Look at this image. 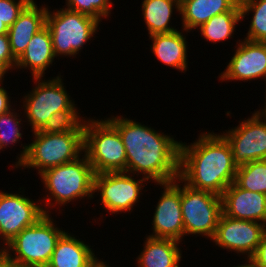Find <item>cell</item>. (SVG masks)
I'll return each instance as SVG.
<instances>
[{
	"instance_id": "1",
	"label": "cell",
	"mask_w": 266,
	"mask_h": 267,
	"mask_svg": "<svg viewBox=\"0 0 266 267\" xmlns=\"http://www.w3.org/2000/svg\"><path fill=\"white\" fill-rule=\"evenodd\" d=\"M111 118L107 120L125 146L128 173L144 174L142 177L157 185L179 177L180 141L123 116Z\"/></svg>"
},
{
	"instance_id": "2",
	"label": "cell",
	"mask_w": 266,
	"mask_h": 267,
	"mask_svg": "<svg viewBox=\"0 0 266 267\" xmlns=\"http://www.w3.org/2000/svg\"><path fill=\"white\" fill-rule=\"evenodd\" d=\"M190 145L180 143V183L219 196L235 181L237 165L230 143L214 133H201Z\"/></svg>"
},
{
	"instance_id": "3",
	"label": "cell",
	"mask_w": 266,
	"mask_h": 267,
	"mask_svg": "<svg viewBox=\"0 0 266 267\" xmlns=\"http://www.w3.org/2000/svg\"><path fill=\"white\" fill-rule=\"evenodd\" d=\"M65 231L57 228L49 214L24 228L6 244L4 267H46L56 243ZM15 252L13 256L10 251Z\"/></svg>"
},
{
	"instance_id": "4",
	"label": "cell",
	"mask_w": 266,
	"mask_h": 267,
	"mask_svg": "<svg viewBox=\"0 0 266 267\" xmlns=\"http://www.w3.org/2000/svg\"><path fill=\"white\" fill-rule=\"evenodd\" d=\"M34 141L23 146L15 164L18 168H36L42 173L51 167L72 162L84 152V132H33Z\"/></svg>"
},
{
	"instance_id": "5",
	"label": "cell",
	"mask_w": 266,
	"mask_h": 267,
	"mask_svg": "<svg viewBox=\"0 0 266 267\" xmlns=\"http://www.w3.org/2000/svg\"><path fill=\"white\" fill-rule=\"evenodd\" d=\"M84 122V154L95 174L127 172L126 150L118 130L108 120Z\"/></svg>"
},
{
	"instance_id": "6",
	"label": "cell",
	"mask_w": 266,
	"mask_h": 267,
	"mask_svg": "<svg viewBox=\"0 0 266 267\" xmlns=\"http://www.w3.org/2000/svg\"><path fill=\"white\" fill-rule=\"evenodd\" d=\"M83 156L72 162L46 169L39 174L45 189L50 192L45 200L50 207L56 203L64 206L67 202L86 196L93 197L95 172L86 155ZM52 198L56 203L51 204Z\"/></svg>"
},
{
	"instance_id": "7",
	"label": "cell",
	"mask_w": 266,
	"mask_h": 267,
	"mask_svg": "<svg viewBox=\"0 0 266 267\" xmlns=\"http://www.w3.org/2000/svg\"><path fill=\"white\" fill-rule=\"evenodd\" d=\"M98 24L95 18L66 7L56 12L48 9L45 25L51 34L55 56L78 54L81 47L94 37Z\"/></svg>"
},
{
	"instance_id": "8",
	"label": "cell",
	"mask_w": 266,
	"mask_h": 267,
	"mask_svg": "<svg viewBox=\"0 0 266 267\" xmlns=\"http://www.w3.org/2000/svg\"><path fill=\"white\" fill-rule=\"evenodd\" d=\"M184 235L199 234L214 238L222 211L221 196L189 187H181Z\"/></svg>"
},
{
	"instance_id": "9",
	"label": "cell",
	"mask_w": 266,
	"mask_h": 267,
	"mask_svg": "<svg viewBox=\"0 0 266 267\" xmlns=\"http://www.w3.org/2000/svg\"><path fill=\"white\" fill-rule=\"evenodd\" d=\"M41 79L33 78L38 85L36 83V87L23 100L24 113L32 126V132L39 131L54 113L77 109L63 86L61 76L47 81Z\"/></svg>"
},
{
	"instance_id": "10",
	"label": "cell",
	"mask_w": 266,
	"mask_h": 267,
	"mask_svg": "<svg viewBox=\"0 0 266 267\" xmlns=\"http://www.w3.org/2000/svg\"><path fill=\"white\" fill-rule=\"evenodd\" d=\"M147 180L144 177L135 180L125 171L98 173L94 178V193L100 192L102 204L109 212H130L139 201L141 188L145 186L142 182Z\"/></svg>"
},
{
	"instance_id": "11",
	"label": "cell",
	"mask_w": 266,
	"mask_h": 267,
	"mask_svg": "<svg viewBox=\"0 0 266 267\" xmlns=\"http://www.w3.org/2000/svg\"><path fill=\"white\" fill-rule=\"evenodd\" d=\"M223 136L231 145L237 166L266 159V115L261 112L255 111L251 118L223 132Z\"/></svg>"
},
{
	"instance_id": "12",
	"label": "cell",
	"mask_w": 266,
	"mask_h": 267,
	"mask_svg": "<svg viewBox=\"0 0 266 267\" xmlns=\"http://www.w3.org/2000/svg\"><path fill=\"white\" fill-rule=\"evenodd\" d=\"M35 203L23 195L0 192V238L5 245L24 228L49 214V210Z\"/></svg>"
},
{
	"instance_id": "13",
	"label": "cell",
	"mask_w": 266,
	"mask_h": 267,
	"mask_svg": "<svg viewBox=\"0 0 266 267\" xmlns=\"http://www.w3.org/2000/svg\"><path fill=\"white\" fill-rule=\"evenodd\" d=\"M266 225L250 220L227 217L223 213L220 216L217 230L212 239L216 245L223 249H229L247 255L250 259L262 238Z\"/></svg>"
},
{
	"instance_id": "14",
	"label": "cell",
	"mask_w": 266,
	"mask_h": 267,
	"mask_svg": "<svg viewBox=\"0 0 266 267\" xmlns=\"http://www.w3.org/2000/svg\"><path fill=\"white\" fill-rule=\"evenodd\" d=\"M177 180V181H176ZM180 178L174 181L159 183L164 192L157 203L153 216L154 238H170L181 242L184 236V225L181 208Z\"/></svg>"
},
{
	"instance_id": "15",
	"label": "cell",
	"mask_w": 266,
	"mask_h": 267,
	"mask_svg": "<svg viewBox=\"0 0 266 267\" xmlns=\"http://www.w3.org/2000/svg\"><path fill=\"white\" fill-rule=\"evenodd\" d=\"M220 75L222 81H248L260 77L266 81V42L239 41L234 56Z\"/></svg>"
},
{
	"instance_id": "16",
	"label": "cell",
	"mask_w": 266,
	"mask_h": 267,
	"mask_svg": "<svg viewBox=\"0 0 266 267\" xmlns=\"http://www.w3.org/2000/svg\"><path fill=\"white\" fill-rule=\"evenodd\" d=\"M222 211L227 217L266 225V195L240 188L233 182L222 194Z\"/></svg>"
},
{
	"instance_id": "17",
	"label": "cell",
	"mask_w": 266,
	"mask_h": 267,
	"mask_svg": "<svg viewBox=\"0 0 266 267\" xmlns=\"http://www.w3.org/2000/svg\"><path fill=\"white\" fill-rule=\"evenodd\" d=\"M47 11L46 7L38 8L33 0L9 27V43L16 59L23 54L34 34L45 26Z\"/></svg>"
},
{
	"instance_id": "18",
	"label": "cell",
	"mask_w": 266,
	"mask_h": 267,
	"mask_svg": "<svg viewBox=\"0 0 266 267\" xmlns=\"http://www.w3.org/2000/svg\"><path fill=\"white\" fill-rule=\"evenodd\" d=\"M54 58L51 34L45 25L34 34L23 54L16 60V68L30 67L33 78H42Z\"/></svg>"
},
{
	"instance_id": "19",
	"label": "cell",
	"mask_w": 266,
	"mask_h": 267,
	"mask_svg": "<svg viewBox=\"0 0 266 267\" xmlns=\"http://www.w3.org/2000/svg\"><path fill=\"white\" fill-rule=\"evenodd\" d=\"M240 0H180L183 30H195L211 17L229 10H241Z\"/></svg>"
},
{
	"instance_id": "20",
	"label": "cell",
	"mask_w": 266,
	"mask_h": 267,
	"mask_svg": "<svg viewBox=\"0 0 266 267\" xmlns=\"http://www.w3.org/2000/svg\"><path fill=\"white\" fill-rule=\"evenodd\" d=\"M95 257L93 250L84 241L64 232L46 267H87Z\"/></svg>"
},
{
	"instance_id": "21",
	"label": "cell",
	"mask_w": 266,
	"mask_h": 267,
	"mask_svg": "<svg viewBox=\"0 0 266 267\" xmlns=\"http://www.w3.org/2000/svg\"><path fill=\"white\" fill-rule=\"evenodd\" d=\"M144 249L138 256V267H179V242L170 238L147 236Z\"/></svg>"
},
{
	"instance_id": "22",
	"label": "cell",
	"mask_w": 266,
	"mask_h": 267,
	"mask_svg": "<svg viewBox=\"0 0 266 267\" xmlns=\"http://www.w3.org/2000/svg\"><path fill=\"white\" fill-rule=\"evenodd\" d=\"M149 38L153 41L152 53L159 61L182 72L187 70V42L180 31L155 34Z\"/></svg>"
},
{
	"instance_id": "23",
	"label": "cell",
	"mask_w": 266,
	"mask_h": 267,
	"mask_svg": "<svg viewBox=\"0 0 266 267\" xmlns=\"http://www.w3.org/2000/svg\"><path fill=\"white\" fill-rule=\"evenodd\" d=\"M173 8L180 11V0H144L142 2V15L149 36L177 31L169 25Z\"/></svg>"
},
{
	"instance_id": "24",
	"label": "cell",
	"mask_w": 266,
	"mask_h": 267,
	"mask_svg": "<svg viewBox=\"0 0 266 267\" xmlns=\"http://www.w3.org/2000/svg\"><path fill=\"white\" fill-rule=\"evenodd\" d=\"M242 19L241 10H229L211 17L199 29L201 35L211 42L225 41L235 31L237 23Z\"/></svg>"
},
{
	"instance_id": "25",
	"label": "cell",
	"mask_w": 266,
	"mask_h": 267,
	"mask_svg": "<svg viewBox=\"0 0 266 267\" xmlns=\"http://www.w3.org/2000/svg\"><path fill=\"white\" fill-rule=\"evenodd\" d=\"M234 182L244 190L266 195V159L238 166Z\"/></svg>"
},
{
	"instance_id": "26",
	"label": "cell",
	"mask_w": 266,
	"mask_h": 267,
	"mask_svg": "<svg viewBox=\"0 0 266 267\" xmlns=\"http://www.w3.org/2000/svg\"><path fill=\"white\" fill-rule=\"evenodd\" d=\"M239 4L242 19L250 11L254 13L245 39L266 42V0H240Z\"/></svg>"
},
{
	"instance_id": "27",
	"label": "cell",
	"mask_w": 266,
	"mask_h": 267,
	"mask_svg": "<svg viewBox=\"0 0 266 267\" xmlns=\"http://www.w3.org/2000/svg\"><path fill=\"white\" fill-rule=\"evenodd\" d=\"M78 114L77 109H65L54 113L39 131L54 134L84 132L85 121Z\"/></svg>"
},
{
	"instance_id": "28",
	"label": "cell",
	"mask_w": 266,
	"mask_h": 267,
	"mask_svg": "<svg viewBox=\"0 0 266 267\" xmlns=\"http://www.w3.org/2000/svg\"><path fill=\"white\" fill-rule=\"evenodd\" d=\"M66 7L72 11H76L88 16H91L99 22L102 18L108 17L111 13L110 0H66Z\"/></svg>"
},
{
	"instance_id": "29",
	"label": "cell",
	"mask_w": 266,
	"mask_h": 267,
	"mask_svg": "<svg viewBox=\"0 0 266 267\" xmlns=\"http://www.w3.org/2000/svg\"><path fill=\"white\" fill-rule=\"evenodd\" d=\"M17 116L14 110L0 115V141L3 148L7 147L10 143L11 145L16 144L22 138V133L20 132L21 118ZM5 127L7 128L6 130Z\"/></svg>"
},
{
	"instance_id": "30",
	"label": "cell",
	"mask_w": 266,
	"mask_h": 267,
	"mask_svg": "<svg viewBox=\"0 0 266 267\" xmlns=\"http://www.w3.org/2000/svg\"><path fill=\"white\" fill-rule=\"evenodd\" d=\"M33 0H0V20L10 27Z\"/></svg>"
},
{
	"instance_id": "31",
	"label": "cell",
	"mask_w": 266,
	"mask_h": 267,
	"mask_svg": "<svg viewBox=\"0 0 266 267\" xmlns=\"http://www.w3.org/2000/svg\"><path fill=\"white\" fill-rule=\"evenodd\" d=\"M16 58L11 51L8 34L0 35V79L9 69L16 68ZM15 66V67H14Z\"/></svg>"
},
{
	"instance_id": "32",
	"label": "cell",
	"mask_w": 266,
	"mask_h": 267,
	"mask_svg": "<svg viewBox=\"0 0 266 267\" xmlns=\"http://www.w3.org/2000/svg\"><path fill=\"white\" fill-rule=\"evenodd\" d=\"M250 260L256 267H266V229L254 255L250 258Z\"/></svg>"
},
{
	"instance_id": "33",
	"label": "cell",
	"mask_w": 266,
	"mask_h": 267,
	"mask_svg": "<svg viewBox=\"0 0 266 267\" xmlns=\"http://www.w3.org/2000/svg\"><path fill=\"white\" fill-rule=\"evenodd\" d=\"M2 81L0 79V115L12 110L7 91L1 86Z\"/></svg>"
},
{
	"instance_id": "34",
	"label": "cell",
	"mask_w": 266,
	"mask_h": 267,
	"mask_svg": "<svg viewBox=\"0 0 266 267\" xmlns=\"http://www.w3.org/2000/svg\"><path fill=\"white\" fill-rule=\"evenodd\" d=\"M97 257L94 258V260L87 266V267H110L105 264L103 261H98Z\"/></svg>"
},
{
	"instance_id": "35",
	"label": "cell",
	"mask_w": 266,
	"mask_h": 267,
	"mask_svg": "<svg viewBox=\"0 0 266 267\" xmlns=\"http://www.w3.org/2000/svg\"><path fill=\"white\" fill-rule=\"evenodd\" d=\"M9 27L0 20V35L1 34H8Z\"/></svg>"
},
{
	"instance_id": "36",
	"label": "cell",
	"mask_w": 266,
	"mask_h": 267,
	"mask_svg": "<svg viewBox=\"0 0 266 267\" xmlns=\"http://www.w3.org/2000/svg\"><path fill=\"white\" fill-rule=\"evenodd\" d=\"M6 247H1L0 249V267H3L4 255H5Z\"/></svg>"
},
{
	"instance_id": "37",
	"label": "cell",
	"mask_w": 266,
	"mask_h": 267,
	"mask_svg": "<svg viewBox=\"0 0 266 267\" xmlns=\"http://www.w3.org/2000/svg\"><path fill=\"white\" fill-rule=\"evenodd\" d=\"M248 264H244V265H237V266H234V267H256L255 264L250 260L248 259Z\"/></svg>"
},
{
	"instance_id": "38",
	"label": "cell",
	"mask_w": 266,
	"mask_h": 267,
	"mask_svg": "<svg viewBox=\"0 0 266 267\" xmlns=\"http://www.w3.org/2000/svg\"><path fill=\"white\" fill-rule=\"evenodd\" d=\"M266 83V82H265ZM266 92V91H265ZM265 99H266V96H265ZM265 108H264V110L262 109L261 111H260V109H259V112H261L262 114H264V115H266V103H265V106H264Z\"/></svg>"
},
{
	"instance_id": "39",
	"label": "cell",
	"mask_w": 266,
	"mask_h": 267,
	"mask_svg": "<svg viewBox=\"0 0 266 267\" xmlns=\"http://www.w3.org/2000/svg\"><path fill=\"white\" fill-rule=\"evenodd\" d=\"M1 149H3V146H2L1 141H0V150H1Z\"/></svg>"
}]
</instances>
